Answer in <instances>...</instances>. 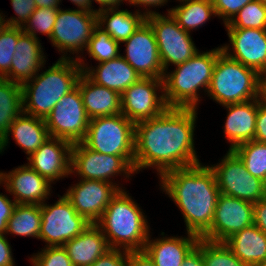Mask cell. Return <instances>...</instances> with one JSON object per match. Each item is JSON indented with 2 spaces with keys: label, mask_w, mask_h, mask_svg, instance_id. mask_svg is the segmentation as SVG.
I'll use <instances>...</instances> for the list:
<instances>
[{
  "label": "cell",
  "mask_w": 266,
  "mask_h": 266,
  "mask_svg": "<svg viewBox=\"0 0 266 266\" xmlns=\"http://www.w3.org/2000/svg\"><path fill=\"white\" fill-rule=\"evenodd\" d=\"M206 1H210V2H213L214 3L216 0H206Z\"/></svg>",
  "instance_id": "obj_57"
},
{
  "label": "cell",
  "mask_w": 266,
  "mask_h": 266,
  "mask_svg": "<svg viewBox=\"0 0 266 266\" xmlns=\"http://www.w3.org/2000/svg\"><path fill=\"white\" fill-rule=\"evenodd\" d=\"M59 8H36L31 17L27 20L22 30L38 39L37 33L45 34L49 39L51 37L54 24L56 22V16ZM37 31V32H36Z\"/></svg>",
  "instance_id": "obj_37"
},
{
  "label": "cell",
  "mask_w": 266,
  "mask_h": 266,
  "mask_svg": "<svg viewBox=\"0 0 266 266\" xmlns=\"http://www.w3.org/2000/svg\"><path fill=\"white\" fill-rule=\"evenodd\" d=\"M197 247L202 251L205 266H247L223 242L200 238Z\"/></svg>",
  "instance_id": "obj_35"
},
{
  "label": "cell",
  "mask_w": 266,
  "mask_h": 266,
  "mask_svg": "<svg viewBox=\"0 0 266 266\" xmlns=\"http://www.w3.org/2000/svg\"><path fill=\"white\" fill-rule=\"evenodd\" d=\"M135 123L122 113L90 119L82 143L106 155L134 156Z\"/></svg>",
  "instance_id": "obj_7"
},
{
  "label": "cell",
  "mask_w": 266,
  "mask_h": 266,
  "mask_svg": "<svg viewBox=\"0 0 266 266\" xmlns=\"http://www.w3.org/2000/svg\"><path fill=\"white\" fill-rule=\"evenodd\" d=\"M96 25L97 13L59 8L50 40L59 52L62 54L66 52L61 58L73 59L70 56L66 57L67 52L78 55L84 48L86 50Z\"/></svg>",
  "instance_id": "obj_13"
},
{
  "label": "cell",
  "mask_w": 266,
  "mask_h": 266,
  "mask_svg": "<svg viewBox=\"0 0 266 266\" xmlns=\"http://www.w3.org/2000/svg\"><path fill=\"white\" fill-rule=\"evenodd\" d=\"M197 111L167 108L155 118L135 123L134 171L155 168L159 177L199 164L194 148Z\"/></svg>",
  "instance_id": "obj_1"
},
{
  "label": "cell",
  "mask_w": 266,
  "mask_h": 266,
  "mask_svg": "<svg viewBox=\"0 0 266 266\" xmlns=\"http://www.w3.org/2000/svg\"><path fill=\"white\" fill-rule=\"evenodd\" d=\"M111 248L91 266H127L128 251Z\"/></svg>",
  "instance_id": "obj_42"
},
{
  "label": "cell",
  "mask_w": 266,
  "mask_h": 266,
  "mask_svg": "<svg viewBox=\"0 0 266 266\" xmlns=\"http://www.w3.org/2000/svg\"><path fill=\"white\" fill-rule=\"evenodd\" d=\"M233 151L253 177L266 183V143L252 140L236 146Z\"/></svg>",
  "instance_id": "obj_33"
},
{
  "label": "cell",
  "mask_w": 266,
  "mask_h": 266,
  "mask_svg": "<svg viewBox=\"0 0 266 266\" xmlns=\"http://www.w3.org/2000/svg\"><path fill=\"white\" fill-rule=\"evenodd\" d=\"M266 7V0H259Z\"/></svg>",
  "instance_id": "obj_55"
},
{
  "label": "cell",
  "mask_w": 266,
  "mask_h": 266,
  "mask_svg": "<svg viewBox=\"0 0 266 266\" xmlns=\"http://www.w3.org/2000/svg\"><path fill=\"white\" fill-rule=\"evenodd\" d=\"M122 188L116 183L81 179L64 194L79 215L95 224L112 198Z\"/></svg>",
  "instance_id": "obj_17"
},
{
  "label": "cell",
  "mask_w": 266,
  "mask_h": 266,
  "mask_svg": "<svg viewBox=\"0 0 266 266\" xmlns=\"http://www.w3.org/2000/svg\"><path fill=\"white\" fill-rule=\"evenodd\" d=\"M258 266H266V262H264L263 264H260Z\"/></svg>",
  "instance_id": "obj_56"
},
{
  "label": "cell",
  "mask_w": 266,
  "mask_h": 266,
  "mask_svg": "<svg viewBox=\"0 0 266 266\" xmlns=\"http://www.w3.org/2000/svg\"><path fill=\"white\" fill-rule=\"evenodd\" d=\"M72 3L77 5L78 10L87 11L90 13H97V9L93 10V6L90 0H70Z\"/></svg>",
  "instance_id": "obj_51"
},
{
  "label": "cell",
  "mask_w": 266,
  "mask_h": 266,
  "mask_svg": "<svg viewBox=\"0 0 266 266\" xmlns=\"http://www.w3.org/2000/svg\"><path fill=\"white\" fill-rule=\"evenodd\" d=\"M182 5L167 12L177 20L186 32L199 29L212 15L216 16L213 2L206 0H179Z\"/></svg>",
  "instance_id": "obj_31"
},
{
  "label": "cell",
  "mask_w": 266,
  "mask_h": 266,
  "mask_svg": "<svg viewBox=\"0 0 266 266\" xmlns=\"http://www.w3.org/2000/svg\"><path fill=\"white\" fill-rule=\"evenodd\" d=\"M137 11V12H136ZM131 11L108 8L97 11V24L117 42L126 41L146 20V15L139 10ZM106 25V26H105ZM105 26V27H104Z\"/></svg>",
  "instance_id": "obj_29"
},
{
  "label": "cell",
  "mask_w": 266,
  "mask_h": 266,
  "mask_svg": "<svg viewBox=\"0 0 266 266\" xmlns=\"http://www.w3.org/2000/svg\"><path fill=\"white\" fill-rule=\"evenodd\" d=\"M5 235H0V266H15L11 246Z\"/></svg>",
  "instance_id": "obj_47"
},
{
  "label": "cell",
  "mask_w": 266,
  "mask_h": 266,
  "mask_svg": "<svg viewBox=\"0 0 266 266\" xmlns=\"http://www.w3.org/2000/svg\"><path fill=\"white\" fill-rule=\"evenodd\" d=\"M80 57L77 56V62L82 68L83 73L91 81L97 85L114 90L120 95L141 78L121 55L118 58L99 63L96 68L86 66L84 60Z\"/></svg>",
  "instance_id": "obj_22"
},
{
  "label": "cell",
  "mask_w": 266,
  "mask_h": 266,
  "mask_svg": "<svg viewBox=\"0 0 266 266\" xmlns=\"http://www.w3.org/2000/svg\"><path fill=\"white\" fill-rule=\"evenodd\" d=\"M39 239L45 246H63L67 241L81 234L91 223L79 215L71 202L63 195L53 205L43 203Z\"/></svg>",
  "instance_id": "obj_10"
},
{
  "label": "cell",
  "mask_w": 266,
  "mask_h": 266,
  "mask_svg": "<svg viewBox=\"0 0 266 266\" xmlns=\"http://www.w3.org/2000/svg\"><path fill=\"white\" fill-rule=\"evenodd\" d=\"M89 122L78 86L65 94L45 119L50 137L72 144L84 140Z\"/></svg>",
  "instance_id": "obj_12"
},
{
  "label": "cell",
  "mask_w": 266,
  "mask_h": 266,
  "mask_svg": "<svg viewBox=\"0 0 266 266\" xmlns=\"http://www.w3.org/2000/svg\"><path fill=\"white\" fill-rule=\"evenodd\" d=\"M223 243L247 266L266 262V235L254 224L234 233Z\"/></svg>",
  "instance_id": "obj_28"
},
{
  "label": "cell",
  "mask_w": 266,
  "mask_h": 266,
  "mask_svg": "<svg viewBox=\"0 0 266 266\" xmlns=\"http://www.w3.org/2000/svg\"><path fill=\"white\" fill-rule=\"evenodd\" d=\"M253 207L251 202L220 193L211 227L202 239L224 242L234 233L252 226Z\"/></svg>",
  "instance_id": "obj_15"
},
{
  "label": "cell",
  "mask_w": 266,
  "mask_h": 266,
  "mask_svg": "<svg viewBox=\"0 0 266 266\" xmlns=\"http://www.w3.org/2000/svg\"><path fill=\"white\" fill-rule=\"evenodd\" d=\"M254 140L266 143V106L259 98Z\"/></svg>",
  "instance_id": "obj_44"
},
{
  "label": "cell",
  "mask_w": 266,
  "mask_h": 266,
  "mask_svg": "<svg viewBox=\"0 0 266 266\" xmlns=\"http://www.w3.org/2000/svg\"><path fill=\"white\" fill-rule=\"evenodd\" d=\"M188 237H166L161 233V239L150 240V235L144 247V252L156 266H181L186 256L197 246L200 238L187 233Z\"/></svg>",
  "instance_id": "obj_24"
},
{
  "label": "cell",
  "mask_w": 266,
  "mask_h": 266,
  "mask_svg": "<svg viewBox=\"0 0 266 266\" xmlns=\"http://www.w3.org/2000/svg\"><path fill=\"white\" fill-rule=\"evenodd\" d=\"M82 74L76 58H59L21 85L23 112L45 120L59 100L77 87Z\"/></svg>",
  "instance_id": "obj_3"
},
{
  "label": "cell",
  "mask_w": 266,
  "mask_h": 266,
  "mask_svg": "<svg viewBox=\"0 0 266 266\" xmlns=\"http://www.w3.org/2000/svg\"><path fill=\"white\" fill-rule=\"evenodd\" d=\"M15 206V200H10L6 195L0 194V235L7 234V222L12 216Z\"/></svg>",
  "instance_id": "obj_43"
},
{
  "label": "cell",
  "mask_w": 266,
  "mask_h": 266,
  "mask_svg": "<svg viewBox=\"0 0 266 266\" xmlns=\"http://www.w3.org/2000/svg\"><path fill=\"white\" fill-rule=\"evenodd\" d=\"M72 145L67 140L50 137L27 157L28 165L51 183L63 179L71 174Z\"/></svg>",
  "instance_id": "obj_20"
},
{
  "label": "cell",
  "mask_w": 266,
  "mask_h": 266,
  "mask_svg": "<svg viewBox=\"0 0 266 266\" xmlns=\"http://www.w3.org/2000/svg\"><path fill=\"white\" fill-rule=\"evenodd\" d=\"M120 43L114 40L100 25L93 28L91 39L86 48L89 57L99 63H103L115 58L121 54L119 52Z\"/></svg>",
  "instance_id": "obj_34"
},
{
  "label": "cell",
  "mask_w": 266,
  "mask_h": 266,
  "mask_svg": "<svg viewBox=\"0 0 266 266\" xmlns=\"http://www.w3.org/2000/svg\"><path fill=\"white\" fill-rule=\"evenodd\" d=\"M228 114L224 126L226 139L231 143L229 150L254 140L258 98L242 103L224 105Z\"/></svg>",
  "instance_id": "obj_23"
},
{
  "label": "cell",
  "mask_w": 266,
  "mask_h": 266,
  "mask_svg": "<svg viewBox=\"0 0 266 266\" xmlns=\"http://www.w3.org/2000/svg\"><path fill=\"white\" fill-rule=\"evenodd\" d=\"M126 2L128 1L131 5H141L145 7H150V6H162L168 2V0H125Z\"/></svg>",
  "instance_id": "obj_49"
},
{
  "label": "cell",
  "mask_w": 266,
  "mask_h": 266,
  "mask_svg": "<svg viewBox=\"0 0 266 266\" xmlns=\"http://www.w3.org/2000/svg\"><path fill=\"white\" fill-rule=\"evenodd\" d=\"M37 8H49L55 7L59 8V3L61 0H34Z\"/></svg>",
  "instance_id": "obj_52"
},
{
  "label": "cell",
  "mask_w": 266,
  "mask_h": 266,
  "mask_svg": "<svg viewBox=\"0 0 266 266\" xmlns=\"http://www.w3.org/2000/svg\"><path fill=\"white\" fill-rule=\"evenodd\" d=\"M252 0H216L214 10L216 16L222 18L227 24L245 5Z\"/></svg>",
  "instance_id": "obj_41"
},
{
  "label": "cell",
  "mask_w": 266,
  "mask_h": 266,
  "mask_svg": "<svg viewBox=\"0 0 266 266\" xmlns=\"http://www.w3.org/2000/svg\"><path fill=\"white\" fill-rule=\"evenodd\" d=\"M77 86L90 119L121 113V95L118 92L97 85L84 73L81 75Z\"/></svg>",
  "instance_id": "obj_25"
},
{
  "label": "cell",
  "mask_w": 266,
  "mask_h": 266,
  "mask_svg": "<svg viewBox=\"0 0 266 266\" xmlns=\"http://www.w3.org/2000/svg\"><path fill=\"white\" fill-rule=\"evenodd\" d=\"M33 266H73L63 246H46L30 259Z\"/></svg>",
  "instance_id": "obj_39"
},
{
  "label": "cell",
  "mask_w": 266,
  "mask_h": 266,
  "mask_svg": "<svg viewBox=\"0 0 266 266\" xmlns=\"http://www.w3.org/2000/svg\"><path fill=\"white\" fill-rule=\"evenodd\" d=\"M143 214L139 205L121 189L95 224L110 248L143 251L150 235L148 221Z\"/></svg>",
  "instance_id": "obj_4"
},
{
  "label": "cell",
  "mask_w": 266,
  "mask_h": 266,
  "mask_svg": "<svg viewBox=\"0 0 266 266\" xmlns=\"http://www.w3.org/2000/svg\"><path fill=\"white\" fill-rule=\"evenodd\" d=\"M261 76L222 52L215 62L207 94L222 106L257 99Z\"/></svg>",
  "instance_id": "obj_6"
},
{
  "label": "cell",
  "mask_w": 266,
  "mask_h": 266,
  "mask_svg": "<svg viewBox=\"0 0 266 266\" xmlns=\"http://www.w3.org/2000/svg\"><path fill=\"white\" fill-rule=\"evenodd\" d=\"M91 3L93 0H90ZM125 0H95L101 7H99L98 11L108 8H119L121 2L123 3Z\"/></svg>",
  "instance_id": "obj_50"
},
{
  "label": "cell",
  "mask_w": 266,
  "mask_h": 266,
  "mask_svg": "<svg viewBox=\"0 0 266 266\" xmlns=\"http://www.w3.org/2000/svg\"><path fill=\"white\" fill-rule=\"evenodd\" d=\"M63 247L67 250L73 266H91L111 249L96 224H91L81 234L67 241Z\"/></svg>",
  "instance_id": "obj_27"
},
{
  "label": "cell",
  "mask_w": 266,
  "mask_h": 266,
  "mask_svg": "<svg viewBox=\"0 0 266 266\" xmlns=\"http://www.w3.org/2000/svg\"><path fill=\"white\" fill-rule=\"evenodd\" d=\"M41 222L40 205L16 204L7 222L6 233L39 239Z\"/></svg>",
  "instance_id": "obj_32"
},
{
  "label": "cell",
  "mask_w": 266,
  "mask_h": 266,
  "mask_svg": "<svg viewBox=\"0 0 266 266\" xmlns=\"http://www.w3.org/2000/svg\"><path fill=\"white\" fill-rule=\"evenodd\" d=\"M0 184H4L7 192L14 195L16 204L41 205L51 191V182L28 164L19 166L9 173L0 172Z\"/></svg>",
  "instance_id": "obj_19"
},
{
  "label": "cell",
  "mask_w": 266,
  "mask_h": 266,
  "mask_svg": "<svg viewBox=\"0 0 266 266\" xmlns=\"http://www.w3.org/2000/svg\"><path fill=\"white\" fill-rule=\"evenodd\" d=\"M160 182L181 210L187 233L202 238L211 227L220 194L213 169L199 163L166 172Z\"/></svg>",
  "instance_id": "obj_2"
},
{
  "label": "cell",
  "mask_w": 266,
  "mask_h": 266,
  "mask_svg": "<svg viewBox=\"0 0 266 266\" xmlns=\"http://www.w3.org/2000/svg\"><path fill=\"white\" fill-rule=\"evenodd\" d=\"M224 26L226 28L266 29V7L259 0H252Z\"/></svg>",
  "instance_id": "obj_36"
},
{
  "label": "cell",
  "mask_w": 266,
  "mask_h": 266,
  "mask_svg": "<svg viewBox=\"0 0 266 266\" xmlns=\"http://www.w3.org/2000/svg\"><path fill=\"white\" fill-rule=\"evenodd\" d=\"M181 266H205L202 251L196 246L184 259Z\"/></svg>",
  "instance_id": "obj_48"
},
{
  "label": "cell",
  "mask_w": 266,
  "mask_h": 266,
  "mask_svg": "<svg viewBox=\"0 0 266 266\" xmlns=\"http://www.w3.org/2000/svg\"><path fill=\"white\" fill-rule=\"evenodd\" d=\"M10 134L28 156L50 138L45 120L24 112L11 123L6 137L0 142V154L6 149Z\"/></svg>",
  "instance_id": "obj_26"
},
{
  "label": "cell",
  "mask_w": 266,
  "mask_h": 266,
  "mask_svg": "<svg viewBox=\"0 0 266 266\" xmlns=\"http://www.w3.org/2000/svg\"><path fill=\"white\" fill-rule=\"evenodd\" d=\"M3 13H0V34L5 30V28L8 26L6 19L4 17V15H2ZM2 15V16H1Z\"/></svg>",
  "instance_id": "obj_54"
},
{
  "label": "cell",
  "mask_w": 266,
  "mask_h": 266,
  "mask_svg": "<svg viewBox=\"0 0 266 266\" xmlns=\"http://www.w3.org/2000/svg\"><path fill=\"white\" fill-rule=\"evenodd\" d=\"M127 266H156L144 251H128Z\"/></svg>",
  "instance_id": "obj_46"
},
{
  "label": "cell",
  "mask_w": 266,
  "mask_h": 266,
  "mask_svg": "<svg viewBox=\"0 0 266 266\" xmlns=\"http://www.w3.org/2000/svg\"><path fill=\"white\" fill-rule=\"evenodd\" d=\"M253 224L266 235V197L254 203Z\"/></svg>",
  "instance_id": "obj_45"
},
{
  "label": "cell",
  "mask_w": 266,
  "mask_h": 266,
  "mask_svg": "<svg viewBox=\"0 0 266 266\" xmlns=\"http://www.w3.org/2000/svg\"><path fill=\"white\" fill-rule=\"evenodd\" d=\"M167 108L163 79L140 78L121 94V113L134 123L155 118Z\"/></svg>",
  "instance_id": "obj_14"
},
{
  "label": "cell",
  "mask_w": 266,
  "mask_h": 266,
  "mask_svg": "<svg viewBox=\"0 0 266 266\" xmlns=\"http://www.w3.org/2000/svg\"><path fill=\"white\" fill-rule=\"evenodd\" d=\"M259 99L266 106V75L261 76Z\"/></svg>",
  "instance_id": "obj_53"
},
{
  "label": "cell",
  "mask_w": 266,
  "mask_h": 266,
  "mask_svg": "<svg viewBox=\"0 0 266 266\" xmlns=\"http://www.w3.org/2000/svg\"><path fill=\"white\" fill-rule=\"evenodd\" d=\"M39 39L25 33L18 27V41L15 47L9 73L4 77L17 84L31 80L46 62ZM41 68V69H40Z\"/></svg>",
  "instance_id": "obj_21"
},
{
  "label": "cell",
  "mask_w": 266,
  "mask_h": 266,
  "mask_svg": "<svg viewBox=\"0 0 266 266\" xmlns=\"http://www.w3.org/2000/svg\"><path fill=\"white\" fill-rule=\"evenodd\" d=\"M143 14L154 31L164 72H167L170 63H184L199 52L190 33L179 26L171 13L165 16L149 9Z\"/></svg>",
  "instance_id": "obj_8"
},
{
  "label": "cell",
  "mask_w": 266,
  "mask_h": 266,
  "mask_svg": "<svg viewBox=\"0 0 266 266\" xmlns=\"http://www.w3.org/2000/svg\"><path fill=\"white\" fill-rule=\"evenodd\" d=\"M11 5L18 16L6 20L7 25L11 27L22 28L37 8L34 0H11Z\"/></svg>",
  "instance_id": "obj_40"
},
{
  "label": "cell",
  "mask_w": 266,
  "mask_h": 266,
  "mask_svg": "<svg viewBox=\"0 0 266 266\" xmlns=\"http://www.w3.org/2000/svg\"><path fill=\"white\" fill-rule=\"evenodd\" d=\"M210 167L221 194L253 204L266 197V183L253 177L233 150H228L220 163Z\"/></svg>",
  "instance_id": "obj_9"
},
{
  "label": "cell",
  "mask_w": 266,
  "mask_h": 266,
  "mask_svg": "<svg viewBox=\"0 0 266 266\" xmlns=\"http://www.w3.org/2000/svg\"><path fill=\"white\" fill-rule=\"evenodd\" d=\"M17 41L18 27L7 26L0 34V78H4L10 71Z\"/></svg>",
  "instance_id": "obj_38"
},
{
  "label": "cell",
  "mask_w": 266,
  "mask_h": 266,
  "mask_svg": "<svg viewBox=\"0 0 266 266\" xmlns=\"http://www.w3.org/2000/svg\"><path fill=\"white\" fill-rule=\"evenodd\" d=\"M126 55L122 57L141 78L163 79L164 71L160 60L155 34L145 20L126 41Z\"/></svg>",
  "instance_id": "obj_16"
},
{
  "label": "cell",
  "mask_w": 266,
  "mask_h": 266,
  "mask_svg": "<svg viewBox=\"0 0 266 266\" xmlns=\"http://www.w3.org/2000/svg\"><path fill=\"white\" fill-rule=\"evenodd\" d=\"M222 52L221 47L197 52L186 62L175 65L171 73H164V98L169 108L198 109L199 89L207 92L215 62Z\"/></svg>",
  "instance_id": "obj_5"
},
{
  "label": "cell",
  "mask_w": 266,
  "mask_h": 266,
  "mask_svg": "<svg viewBox=\"0 0 266 266\" xmlns=\"http://www.w3.org/2000/svg\"><path fill=\"white\" fill-rule=\"evenodd\" d=\"M233 53L229 44L221 46L222 51L231 59L246 67L266 75V29L226 28Z\"/></svg>",
  "instance_id": "obj_18"
},
{
  "label": "cell",
  "mask_w": 266,
  "mask_h": 266,
  "mask_svg": "<svg viewBox=\"0 0 266 266\" xmlns=\"http://www.w3.org/2000/svg\"><path fill=\"white\" fill-rule=\"evenodd\" d=\"M23 112L20 84L0 78V142L6 137L11 123Z\"/></svg>",
  "instance_id": "obj_30"
},
{
  "label": "cell",
  "mask_w": 266,
  "mask_h": 266,
  "mask_svg": "<svg viewBox=\"0 0 266 266\" xmlns=\"http://www.w3.org/2000/svg\"><path fill=\"white\" fill-rule=\"evenodd\" d=\"M75 172L81 179L113 183L111 177L119 173L127 178L134 174V156L101 154L87 148L82 142L74 143L71 149V173Z\"/></svg>",
  "instance_id": "obj_11"
}]
</instances>
